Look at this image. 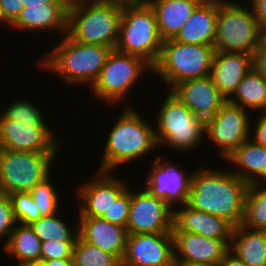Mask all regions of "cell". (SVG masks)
Wrapping results in <instances>:
<instances>
[{
	"label": "cell",
	"instance_id": "1",
	"mask_svg": "<svg viewBox=\"0 0 266 266\" xmlns=\"http://www.w3.org/2000/svg\"><path fill=\"white\" fill-rule=\"evenodd\" d=\"M248 187L249 184L230 169L200 168L192 174L186 204L194 210L223 218L236 227L244 219Z\"/></svg>",
	"mask_w": 266,
	"mask_h": 266
},
{
	"label": "cell",
	"instance_id": "2",
	"mask_svg": "<svg viewBox=\"0 0 266 266\" xmlns=\"http://www.w3.org/2000/svg\"><path fill=\"white\" fill-rule=\"evenodd\" d=\"M122 9L123 1L120 0H71L67 35L79 43L115 49Z\"/></svg>",
	"mask_w": 266,
	"mask_h": 266
},
{
	"label": "cell",
	"instance_id": "3",
	"mask_svg": "<svg viewBox=\"0 0 266 266\" xmlns=\"http://www.w3.org/2000/svg\"><path fill=\"white\" fill-rule=\"evenodd\" d=\"M60 41L46 56L43 55L39 66L58 74L66 84H87L92 87L113 49L109 46L79 43L67 34Z\"/></svg>",
	"mask_w": 266,
	"mask_h": 266
},
{
	"label": "cell",
	"instance_id": "4",
	"mask_svg": "<svg viewBox=\"0 0 266 266\" xmlns=\"http://www.w3.org/2000/svg\"><path fill=\"white\" fill-rule=\"evenodd\" d=\"M111 128L106 140L100 171H114L119 166L140 159L158 147L155 127L147 122L134 107L126 105Z\"/></svg>",
	"mask_w": 266,
	"mask_h": 266
},
{
	"label": "cell",
	"instance_id": "5",
	"mask_svg": "<svg viewBox=\"0 0 266 266\" xmlns=\"http://www.w3.org/2000/svg\"><path fill=\"white\" fill-rule=\"evenodd\" d=\"M162 44L155 12L150 5L145 0L123 1L115 50L141 57L153 67L159 58Z\"/></svg>",
	"mask_w": 266,
	"mask_h": 266
},
{
	"label": "cell",
	"instance_id": "6",
	"mask_svg": "<svg viewBox=\"0 0 266 266\" xmlns=\"http://www.w3.org/2000/svg\"><path fill=\"white\" fill-rule=\"evenodd\" d=\"M214 46L180 43L174 39L163 41L159 58L152 69L170 91L176 84L210 76Z\"/></svg>",
	"mask_w": 266,
	"mask_h": 266
},
{
	"label": "cell",
	"instance_id": "7",
	"mask_svg": "<svg viewBox=\"0 0 266 266\" xmlns=\"http://www.w3.org/2000/svg\"><path fill=\"white\" fill-rule=\"evenodd\" d=\"M156 120L157 145H166L180 151L193 150L205 134V121L184 105L170 91L166 94Z\"/></svg>",
	"mask_w": 266,
	"mask_h": 266
},
{
	"label": "cell",
	"instance_id": "8",
	"mask_svg": "<svg viewBox=\"0 0 266 266\" xmlns=\"http://www.w3.org/2000/svg\"><path fill=\"white\" fill-rule=\"evenodd\" d=\"M258 25L253 9L218 0L215 51L253 55L257 49Z\"/></svg>",
	"mask_w": 266,
	"mask_h": 266
},
{
	"label": "cell",
	"instance_id": "9",
	"mask_svg": "<svg viewBox=\"0 0 266 266\" xmlns=\"http://www.w3.org/2000/svg\"><path fill=\"white\" fill-rule=\"evenodd\" d=\"M57 153H38L0 149V193L30 192L51 175Z\"/></svg>",
	"mask_w": 266,
	"mask_h": 266
},
{
	"label": "cell",
	"instance_id": "10",
	"mask_svg": "<svg viewBox=\"0 0 266 266\" xmlns=\"http://www.w3.org/2000/svg\"><path fill=\"white\" fill-rule=\"evenodd\" d=\"M147 69L152 72L153 67L143 58L113 49L91 87L92 92L108 104H117L126 98Z\"/></svg>",
	"mask_w": 266,
	"mask_h": 266
},
{
	"label": "cell",
	"instance_id": "11",
	"mask_svg": "<svg viewBox=\"0 0 266 266\" xmlns=\"http://www.w3.org/2000/svg\"><path fill=\"white\" fill-rule=\"evenodd\" d=\"M247 111L227 101L213 117L205 121V135L215 143L223 159L251 138L253 130Z\"/></svg>",
	"mask_w": 266,
	"mask_h": 266
},
{
	"label": "cell",
	"instance_id": "12",
	"mask_svg": "<svg viewBox=\"0 0 266 266\" xmlns=\"http://www.w3.org/2000/svg\"><path fill=\"white\" fill-rule=\"evenodd\" d=\"M174 208L166 201L153 196L145 187L131 191L128 234L172 233Z\"/></svg>",
	"mask_w": 266,
	"mask_h": 266
},
{
	"label": "cell",
	"instance_id": "13",
	"mask_svg": "<svg viewBox=\"0 0 266 266\" xmlns=\"http://www.w3.org/2000/svg\"><path fill=\"white\" fill-rule=\"evenodd\" d=\"M48 125H31L0 115V149L10 151L58 153L59 144ZM59 143V144H58Z\"/></svg>",
	"mask_w": 266,
	"mask_h": 266
},
{
	"label": "cell",
	"instance_id": "14",
	"mask_svg": "<svg viewBox=\"0 0 266 266\" xmlns=\"http://www.w3.org/2000/svg\"><path fill=\"white\" fill-rule=\"evenodd\" d=\"M172 233L128 234L122 266H173Z\"/></svg>",
	"mask_w": 266,
	"mask_h": 266
},
{
	"label": "cell",
	"instance_id": "15",
	"mask_svg": "<svg viewBox=\"0 0 266 266\" xmlns=\"http://www.w3.org/2000/svg\"><path fill=\"white\" fill-rule=\"evenodd\" d=\"M163 156L154 158L144 187L153 196L175 208V203L182 205L187 202L193 172L185 175L179 167L171 165L167 160L164 161Z\"/></svg>",
	"mask_w": 266,
	"mask_h": 266
},
{
	"label": "cell",
	"instance_id": "16",
	"mask_svg": "<svg viewBox=\"0 0 266 266\" xmlns=\"http://www.w3.org/2000/svg\"><path fill=\"white\" fill-rule=\"evenodd\" d=\"M112 171L98 170L93 180L79 186L78 198L81 199L79 217H103L112 203L128 188L129 185Z\"/></svg>",
	"mask_w": 266,
	"mask_h": 266
},
{
	"label": "cell",
	"instance_id": "17",
	"mask_svg": "<svg viewBox=\"0 0 266 266\" xmlns=\"http://www.w3.org/2000/svg\"><path fill=\"white\" fill-rule=\"evenodd\" d=\"M170 92L204 121L213 117L228 101L214 85L212 78L189 79L176 84Z\"/></svg>",
	"mask_w": 266,
	"mask_h": 266
},
{
	"label": "cell",
	"instance_id": "18",
	"mask_svg": "<svg viewBox=\"0 0 266 266\" xmlns=\"http://www.w3.org/2000/svg\"><path fill=\"white\" fill-rule=\"evenodd\" d=\"M172 235L175 261L219 264L229 252V245L223 240L181 230H172Z\"/></svg>",
	"mask_w": 266,
	"mask_h": 266
},
{
	"label": "cell",
	"instance_id": "19",
	"mask_svg": "<svg viewBox=\"0 0 266 266\" xmlns=\"http://www.w3.org/2000/svg\"><path fill=\"white\" fill-rule=\"evenodd\" d=\"M78 236L86 243L98 247L122 260L127 241V230L102 217H79Z\"/></svg>",
	"mask_w": 266,
	"mask_h": 266
},
{
	"label": "cell",
	"instance_id": "20",
	"mask_svg": "<svg viewBox=\"0 0 266 266\" xmlns=\"http://www.w3.org/2000/svg\"><path fill=\"white\" fill-rule=\"evenodd\" d=\"M252 65V54L215 51L210 77L222 95L229 100Z\"/></svg>",
	"mask_w": 266,
	"mask_h": 266
},
{
	"label": "cell",
	"instance_id": "21",
	"mask_svg": "<svg viewBox=\"0 0 266 266\" xmlns=\"http://www.w3.org/2000/svg\"><path fill=\"white\" fill-rule=\"evenodd\" d=\"M181 210L174 208L173 230L191 232L225 241L229 246L234 226L227 220L182 204Z\"/></svg>",
	"mask_w": 266,
	"mask_h": 266
},
{
	"label": "cell",
	"instance_id": "22",
	"mask_svg": "<svg viewBox=\"0 0 266 266\" xmlns=\"http://www.w3.org/2000/svg\"><path fill=\"white\" fill-rule=\"evenodd\" d=\"M70 3H49L24 7L17 19L10 25L29 31H46L67 34L68 9Z\"/></svg>",
	"mask_w": 266,
	"mask_h": 266
},
{
	"label": "cell",
	"instance_id": "23",
	"mask_svg": "<svg viewBox=\"0 0 266 266\" xmlns=\"http://www.w3.org/2000/svg\"><path fill=\"white\" fill-rule=\"evenodd\" d=\"M217 14L218 0H203L192 12L174 40L180 43L213 46Z\"/></svg>",
	"mask_w": 266,
	"mask_h": 266
},
{
	"label": "cell",
	"instance_id": "24",
	"mask_svg": "<svg viewBox=\"0 0 266 266\" xmlns=\"http://www.w3.org/2000/svg\"><path fill=\"white\" fill-rule=\"evenodd\" d=\"M154 10L163 41L174 39L203 0H145Z\"/></svg>",
	"mask_w": 266,
	"mask_h": 266
},
{
	"label": "cell",
	"instance_id": "25",
	"mask_svg": "<svg viewBox=\"0 0 266 266\" xmlns=\"http://www.w3.org/2000/svg\"><path fill=\"white\" fill-rule=\"evenodd\" d=\"M229 251L247 266H266V231L234 227Z\"/></svg>",
	"mask_w": 266,
	"mask_h": 266
},
{
	"label": "cell",
	"instance_id": "26",
	"mask_svg": "<svg viewBox=\"0 0 266 266\" xmlns=\"http://www.w3.org/2000/svg\"><path fill=\"white\" fill-rule=\"evenodd\" d=\"M225 160L235 165L232 173L251 184L266 167V148L249 138Z\"/></svg>",
	"mask_w": 266,
	"mask_h": 266
},
{
	"label": "cell",
	"instance_id": "27",
	"mask_svg": "<svg viewBox=\"0 0 266 266\" xmlns=\"http://www.w3.org/2000/svg\"><path fill=\"white\" fill-rule=\"evenodd\" d=\"M228 101L245 110L266 111V80L252 67Z\"/></svg>",
	"mask_w": 266,
	"mask_h": 266
},
{
	"label": "cell",
	"instance_id": "28",
	"mask_svg": "<svg viewBox=\"0 0 266 266\" xmlns=\"http://www.w3.org/2000/svg\"><path fill=\"white\" fill-rule=\"evenodd\" d=\"M3 251L18 260V266L26 261L40 259L41 241L30 225H15Z\"/></svg>",
	"mask_w": 266,
	"mask_h": 266
},
{
	"label": "cell",
	"instance_id": "29",
	"mask_svg": "<svg viewBox=\"0 0 266 266\" xmlns=\"http://www.w3.org/2000/svg\"><path fill=\"white\" fill-rule=\"evenodd\" d=\"M250 230L266 231V187L249 185L241 224Z\"/></svg>",
	"mask_w": 266,
	"mask_h": 266
},
{
	"label": "cell",
	"instance_id": "30",
	"mask_svg": "<svg viewBox=\"0 0 266 266\" xmlns=\"http://www.w3.org/2000/svg\"><path fill=\"white\" fill-rule=\"evenodd\" d=\"M58 214L41 217L38 221L30 224L41 242L48 240H59L63 242L76 241L78 237V225L77 227L74 225V228L71 225L69 226Z\"/></svg>",
	"mask_w": 266,
	"mask_h": 266
},
{
	"label": "cell",
	"instance_id": "31",
	"mask_svg": "<svg viewBox=\"0 0 266 266\" xmlns=\"http://www.w3.org/2000/svg\"><path fill=\"white\" fill-rule=\"evenodd\" d=\"M74 266H122L113 254L90 245L77 237L72 255Z\"/></svg>",
	"mask_w": 266,
	"mask_h": 266
},
{
	"label": "cell",
	"instance_id": "32",
	"mask_svg": "<svg viewBox=\"0 0 266 266\" xmlns=\"http://www.w3.org/2000/svg\"><path fill=\"white\" fill-rule=\"evenodd\" d=\"M51 177L36 184L30 191L36 206L39 208L41 217L52 216L59 213L60 192L54 188Z\"/></svg>",
	"mask_w": 266,
	"mask_h": 266
},
{
	"label": "cell",
	"instance_id": "33",
	"mask_svg": "<svg viewBox=\"0 0 266 266\" xmlns=\"http://www.w3.org/2000/svg\"><path fill=\"white\" fill-rule=\"evenodd\" d=\"M16 224L30 225L41 218L30 192H18L9 195Z\"/></svg>",
	"mask_w": 266,
	"mask_h": 266
},
{
	"label": "cell",
	"instance_id": "34",
	"mask_svg": "<svg viewBox=\"0 0 266 266\" xmlns=\"http://www.w3.org/2000/svg\"><path fill=\"white\" fill-rule=\"evenodd\" d=\"M2 115L10 120H16L31 125H48L38 107L28 100H18L9 104Z\"/></svg>",
	"mask_w": 266,
	"mask_h": 266
},
{
	"label": "cell",
	"instance_id": "35",
	"mask_svg": "<svg viewBox=\"0 0 266 266\" xmlns=\"http://www.w3.org/2000/svg\"><path fill=\"white\" fill-rule=\"evenodd\" d=\"M131 203V189L128 187L115 201L106 213L103 219L112 224L125 227L129 218V210Z\"/></svg>",
	"mask_w": 266,
	"mask_h": 266
},
{
	"label": "cell",
	"instance_id": "36",
	"mask_svg": "<svg viewBox=\"0 0 266 266\" xmlns=\"http://www.w3.org/2000/svg\"><path fill=\"white\" fill-rule=\"evenodd\" d=\"M75 242L48 240L41 242L40 259L49 261L55 259H72Z\"/></svg>",
	"mask_w": 266,
	"mask_h": 266
},
{
	"label": "cell",
	"instance_id": "37",
	"mask_svg": "<svg viewBox=\"0 0 266 266\" xmlns=\"http://www.w3.org/2000/svg\"><path fill=\"white\" fill-rule=\"evenodd\" d=\"M15 223L10 198L8 195L0 193V240L6 239L3 248L7 244L15 225H17Z\"/></svg>",
	"mask_w": 266,
	"mask_h": 266
},
{
	"label": "cell",
	"instance_id": "38",
	"mask_svg": "<svg viewBox=\"0 0 266 266\" xmlns=\"http://www.w3.org/2000/svg\"><path fill=\"white\" fill-rule=\"evenodd\" d=\"M21 0H0L1 22L9 26L17 19L23 9Z\"/></svg>",
	"mask_w": 266,
	"mask_h": 266
},
{
	"label": "cell",
	"instance_id": "39",
	"mask_svg": "<svg viewBox=\"0 0 266 266\" xmlns=\"http://www.w3.org/2000/svg\"><path fill=\"white\" fill-rule=\"evenodd\" d=\"M261 115L256 120V125L254 126V132L250 135L251 138L256 144L262 145L266 148V111L259 112Z\"/></svg>",
	"mask_w": 266,
	"mask_h": 266
},
{
	"label": "cell",
	"instance_id": "40",
	"mask_svg": "<svg viewBox=\"0 0 266 266\" xmlns=\"http://www.w3.org/2000/svg\"><path fill=\"white\" fill-rule=\"evenodd\" d=\"M252 67L266 80V49L255 50Z\"/></svg>",
	"mask_w": 266,
	"mask_h": 266
},
{
	"label": "cell",
	"instance_id": "41",
	"mask_svg": "<svg viewBox=\"0 0 266 266\" xmlns=\"http://www.w3.org/2000/svg\"><path fill=\"white\" fill-rule=\"evenodd\" d=\"M258 24H266V0H250Z\"/></svg>",
	"mask_w": 266,
	"mask_h": 266
},
{
	"label": "cell",
	"instance_id": "42",
	"mask_svg": "<svg viewBox=\"0 0 266 266\" xmlns=\"http://www.w3.org/2000/svg\"><path fill=\"white\" fill-rule=\"evenodd\" d=\"M218 266H247L241 259L237 258L230 251L219 262Z\"/></svg>",
	"mask_w": 266,
	"mask_h": 266
},
{
	"label": "cell",
	"instance_id": "43",
	"mask_svg": "<svg viewBox=\"0 0 266 266\" xmlns=\"http://www.w3.org/2000/svg\"><path fill=\"white\" fill-rule=\"evenodd\" d=\"M71 0H21L23 7L36 6L49 3H70Z\"/></svg>",
	"mask_w": 266,
	"mask_h": 266
},
{
	"label": "cell",
	"instance_id": "44",
	"mask_svg": "<svg viewBox=\"0 0 266 266\" xmlns=\"http://www.w3.org/2000/svg\"><path fill=\"white\" fill-rule=\"evenodd\" d=\"M257 48L266 49V24L258 25Z\"/></svg>",
	"mask_w": 266,
	"mask_h": 266
},
{
	"label": "cell",
	"instance_id": "45",
	"mask_svg": "<svg viewBox=\"0 0 266 266\" xmlns=\"http://www.w3.org/2000/svg\"><path fill=\"white\" fill-rule=\"evenodd\" d=\"M46 262L47 266H74L72 259H55Z\"/></svg>",
	"mask_w": 266,
	"mask_h": 266
},
{
	"label": "cell",
	"instance_id": "46",
	"mask_svg": "<svg viewBox=\"0 0 266 266\" xmlns=\"http://www.w3.org/2000/svg\"><path fill=\"white\" fill-rule=\"evenodd\" d=\"M173 266H218V264L201 263V262L174 261Z\"/></svg>",
	"mask_w": 266,
	"mask_h": 266
},
{
	"label": "cell",
	"instance_id": "47",
	"mask_svg": "<svg viewBox=\"0 0 266 266\" xmlns=\"http://www.w3.org/2000/svg\"><path fill=\"white\" fill-rule=\"evenodd\" d=\"M266 183V167H263L261 174L249 185L265 186Z\"/></svg>",
	"mask_w": 266,
	"mask_h": 266
},
{
	"label": "cell",
	"instance_id": "48",
	"mask_svg": "<svg viewBox=\"0 0 266 266\" xmlns=\"http://www.w3.org/2000/svg\"><path fill=\"white\" fill-rule=\"evenodd\" d=\"M18 266H47V262L42 259L30 260L19 264Z\"/></svg>",
	"mask_w": 266,
	"mask_h": 266
}]
</instances>
